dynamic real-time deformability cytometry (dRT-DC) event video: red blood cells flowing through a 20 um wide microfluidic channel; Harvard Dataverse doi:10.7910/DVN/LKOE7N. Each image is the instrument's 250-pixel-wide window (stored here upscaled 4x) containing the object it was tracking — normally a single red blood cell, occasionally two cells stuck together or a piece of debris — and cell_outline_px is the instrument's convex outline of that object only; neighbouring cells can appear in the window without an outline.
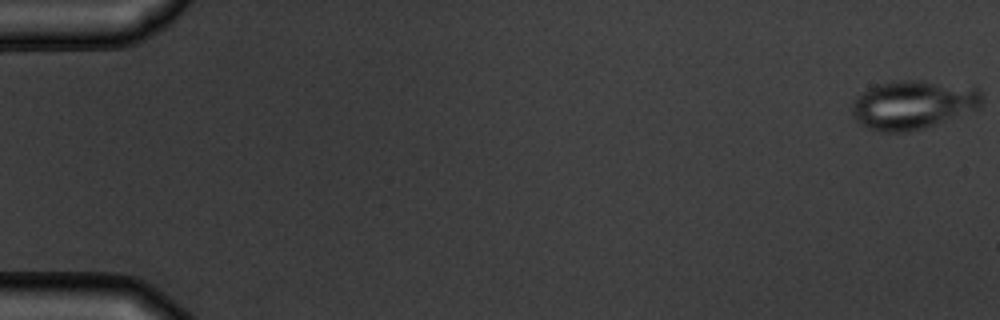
{"species": "common noctule bat (a hibernating species)", "species_latin": "Nyctalus noctula", "temperature_condition": "warm", "stored_images_in_passage": 9, "camera_frame_rate_fps": 3000, "um_per_image_px": 0.085, "animal": {"sex": "male", "body_mass_g": 19.5, "forearm_length_mm": 54.6}, "frame": {"image": 1, "passage_image": 1, "time_ms": 0.0, "image_size_px": [1000, 320], "cell_outline_px": [[984, 100], [980, 108], [908, 132], [880, 132], [868, 128], [860, 124], [852, 116], [852, 104], [856, 96], [868, 88], [876, 84], [892, 80], [924, 80], [980, 88], [984, 96]], "centroid_in_image_um": [77.59, 8.87], "position_along_channel_um": 7.4, "area_um2": 37.17}}